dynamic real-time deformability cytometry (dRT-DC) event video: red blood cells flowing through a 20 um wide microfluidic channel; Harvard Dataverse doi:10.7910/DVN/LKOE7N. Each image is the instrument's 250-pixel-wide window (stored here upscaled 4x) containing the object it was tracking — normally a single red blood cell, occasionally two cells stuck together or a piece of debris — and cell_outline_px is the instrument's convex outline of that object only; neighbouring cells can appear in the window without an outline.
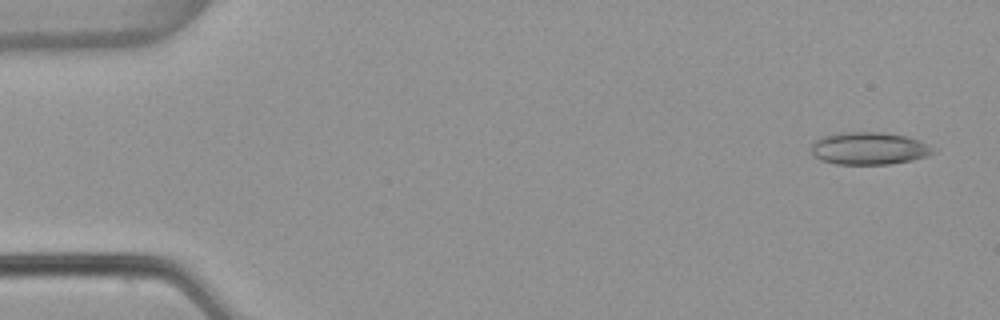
{"species": "common noctule bat (a hibernating species)", "species_latin": "Nyctalus noctula", "temperature_condition": "warm", "stored_images_in_passage": 52, "camera_frame_rate_fps": 3000, "um_per_image_px": 0.085, "animal": {"sex": "female", "body_mass_g": 22.7, "forearm_length_mm": 54.2}, "frame": {"image": 1, "passage_image": 2, "time_ms": 0.333, "image_size_px": [1000, 320], "cell_outline_px": [[936, 152], [928, 156], [912, 160], [888, 164], [836, 164], [820, 160], [812, 156], [812, 144], [820, 136], [840, 132], [880, 132], [904, 136], [920, 140], [936, 148]], "centroid_in_image_um": [73.87, 12.61], "position_along_channel_um": 11.1, "area_um2": 23.29}}
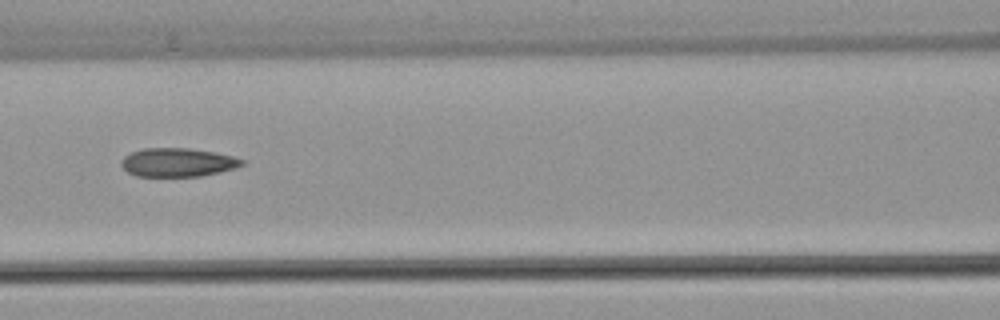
{"frame": {"image": 2, "passage_image": 23, "time_ms": 7.333, "image_size_px": [1000, 320], "cell_outline_px": [[244, 164], [236, 168], [220, 172], [200, 176], [136, 176], [128, 172], [120, 164], [120, 160], [124, 156], [132, 152], [144, 148], [188, 148], [216, 152], [232, 156], [244, 160]], "centroid_in_image_um": [15.11, 13.8], "position_along_channel_um": 151.5, "area_um2": 20.17}}
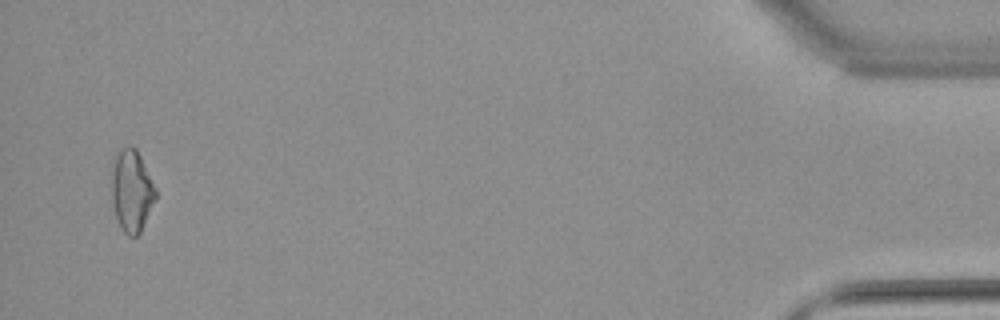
{"frame": {"image": 3, "passage_image": 51, "time_ms": 16.667, "image_size_px": [1000, 320], "cell_outline_px": [[156, 196], [140, 232], [136, 236], [128, 236], [124, 232], [116, 216], [112, 204], [112, 172], [116, 156], [128, 144], [132, 144], [136, 148], [156, 188]], "centroid_in_image_um": [11.19, 16.21], "position_along_channel_um": 424.0, "area_um2": 20.52}, "authors_computed_cell_mechanics": {"area_um2": 20.5479, "velocity_mm_per_s": 3.8469, "shape_relaxation_time_tau1_ms": null, "shape_relaxation_time_tau2_ms": 2.8776, "deformation_change_tau1": null, "deformation_change_tau2": 0.1136}}